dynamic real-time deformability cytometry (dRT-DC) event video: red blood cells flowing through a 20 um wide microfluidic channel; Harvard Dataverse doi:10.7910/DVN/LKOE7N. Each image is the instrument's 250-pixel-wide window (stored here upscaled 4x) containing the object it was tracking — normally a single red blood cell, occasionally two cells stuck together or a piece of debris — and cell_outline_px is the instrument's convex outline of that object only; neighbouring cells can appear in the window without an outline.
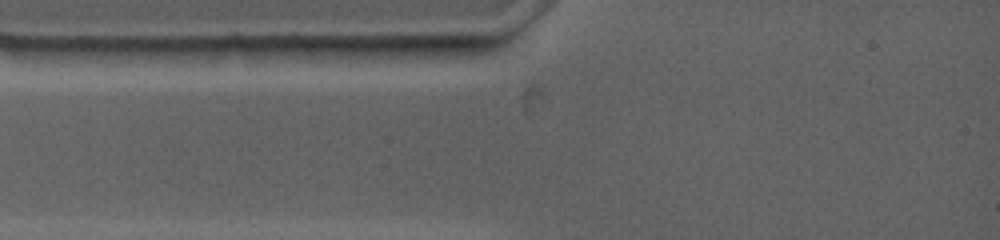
{"species": "common noctule bat (a hibernating species)", "species_latin": "Nyctalus noctula", "temperature_condition": "warm", "stored_images_in_passage": 5, "camera_frame_rate_fps": 4500, "um_per_image_px": 0.085, "animal": {"sex": "female", "body_mass_g": 19.0, "forearm_length_mm": 53.3}, "frame": {"image": 1, "passage_image": 3, "time_ms": 0.889, "image_size_px": [1000, 240], "cell_outline_px": [[492, 48], [488, 52], [432, 64], [356, 64], [328, 48], [368, 44], [492, 44]], "centroid_in_image_um": [34.76, 4.51], "position_along_channel_um": 50.2, "area_um2": 18.67}}